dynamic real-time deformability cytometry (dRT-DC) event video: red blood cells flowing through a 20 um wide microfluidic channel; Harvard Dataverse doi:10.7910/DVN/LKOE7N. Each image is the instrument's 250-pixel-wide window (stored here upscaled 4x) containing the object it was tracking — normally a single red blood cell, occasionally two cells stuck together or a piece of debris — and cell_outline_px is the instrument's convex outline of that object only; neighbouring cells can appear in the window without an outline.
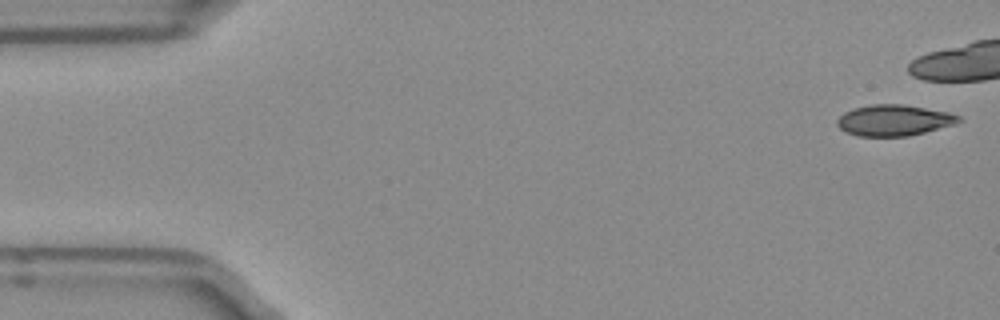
{"species": "Egyptian fruit bat (a non-hibernating species)", "species_latin": "Rousettus aegyptiacus", "temperature_condition": "room temperature", "stored_images_in_passage": 39, "camera_frame_rate_fps": 3000, "um_per_image_px": 0.085, "frame": {"image": 1, "passage_image": 1, "time_ms": 0.0, "image_size_px": [1000, 320], "cell_outline_px": [[964, 120], [956, 124], [908, 136], [856, 136], [844, 132], [836, 124], [836, 120], [844, 112], [856, 108], [872, 104], [900, 104], [948, 112], [960, 116]], "centroid_in_image_um": [75.98, 10.23], "position_along_channel_um": 9.0, "area_um2": 21.96}}